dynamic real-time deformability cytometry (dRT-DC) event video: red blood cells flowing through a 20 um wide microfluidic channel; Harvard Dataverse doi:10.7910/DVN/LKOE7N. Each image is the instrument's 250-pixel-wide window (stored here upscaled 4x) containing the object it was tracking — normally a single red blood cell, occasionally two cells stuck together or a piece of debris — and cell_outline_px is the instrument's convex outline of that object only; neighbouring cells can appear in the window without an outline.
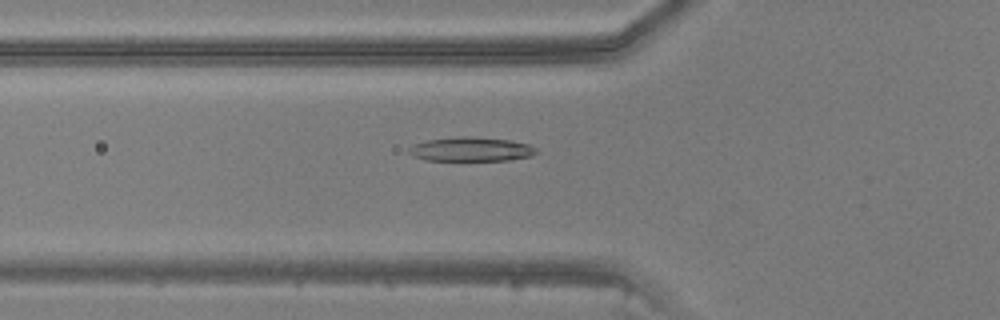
{"species": "common noctule bat (a hibernating species)", "species_latin": "Nyctalus noctula", "temperature_condition": "warm", "stored_images_in_passage": 48, "camera_frame_rate_fps": 3000, "um_per_image_px": 0.085, "animal": {"sex": "male", "body_mass_g": 20.5, "forearm_length_mm": 52.5}, "frame": {"image": 1, "passage_image": 18, "time_ms": 5.667, "image_size_px": [1000, 320], "cell_outline_px": [[540, 152], [532, 156], [508, 160], [424, 160], [412, 156], [408, 152], [408, 148], [412, 144], [428, 140], [464, 136], [512, 140], [528, 144], [536, 148]], "centroid_in_image_um": [40.05, 12.69], "position_along_channel_um": 85.8, "area_um2": 17.98}}
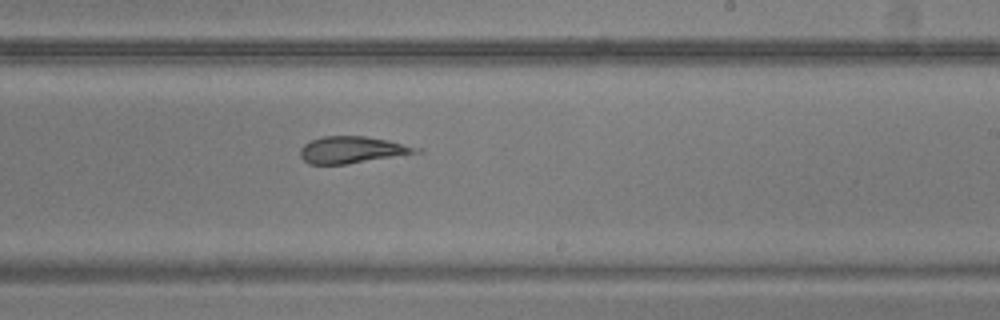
{"frame": {"image": 2, "passage_image": 30, "time_ms": 9.667, "image_size_px": [1000, 320], "cell_outline_px": [[424, 152], [348, 164], [308, 164], [300, 156], [300, 148], [304, 144], [312, 140], [324, 136], [364, 136], [388, 140], [424, 148]], "centroid_in_image_um": [30.0, 12.74], "position_along_channel_um": 259.0, "area_um2": 18.32}}
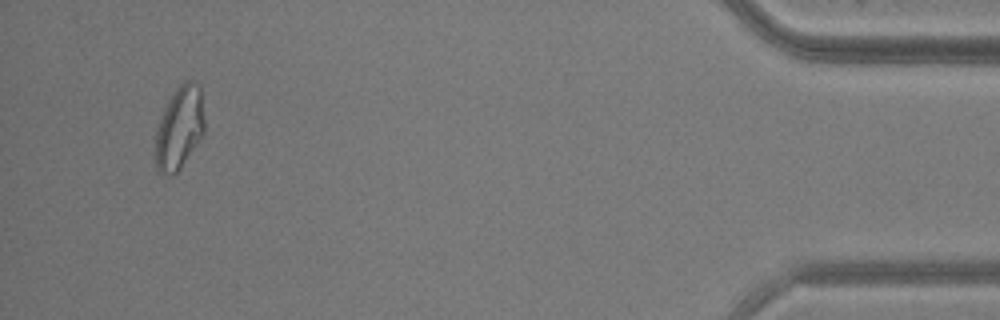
{"frame": {"image": 3, "passage_image": 46, "time_ms": 15.0, "image_size_px": [1000, 320], "cell_outline_px": [[204, 136], [180, 168], [172, 176], [160, 172], [156, 168], [156, 128], [168, 100], [176, 88], [184, 80], [192, 80], [200, 84], [204, 120]], "centroid_in_image_um": [15.27, 10.85], "position_along_channel_um": 419.9, "area_um2": 23.81}}